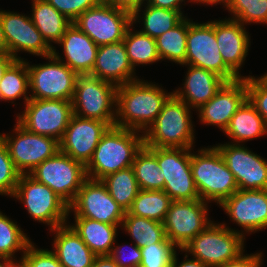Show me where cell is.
I'll use <instances>...</instances> for the list:
<instances>
[{
  "instance_id": "obj_1",
  "label": "cell",
  "mask_w": 267,
  "mask_h": 267,
  "mask_svg": "<svg viewBox=\"0 0 267 267\" xmlns=\"http://www.w3.org/2000/svg\"><path fill=\"white\" fill-rule=\"evenodd\" d=\"M172 93L141 79L118 86L115 126L144 133Z\"/></svg>"
},
{
  "instance_id": "obj_2",
  "label": "cell",
  "mask_w": 267,
  "mask_h": 267,
  "mask_svg": "<svg viewBox=\"0 0 267 267\" xmlns=\"http://www.w3.org/2000/svg\"><path fill=\"white\" fill-rule=\"evenodd\" d=\"M138 132L117 126L110 127L86 165L87 177L101 180L111 173L131 167L136 153L144 145L143 133Z\"/></svg>"
},
{
  "instance_id": "obj_3",
  "label": "cell",
  "mask_w": 267,
  "mask_h": 267,
  "mask_svg": "<svg viewBox=\"0 0 267 267\" xmlns=\"http://www.w3.org/2000/svg\"><path fill=\"white\" fill-rule=\"evenodd\" d=\"M191 110L172 93L155 121L143 133L144 146L193 149L195 131Z\"/></svg>"
},
{
  "instance_id": "obj_4",
  "label": "cell",
  "mask_w": 267,
  "mask_h": 267,
  "mask_svg": "<svg viewBox=\"0 0 267 267\" xmlns=\"http://www.w3.org/2000/svg\"><path fill=\"white\" fill-rule=\"evenodd\" d=\"M194 153L191 152V170L200 199L220 205L238 190L234 175L215 145Z\"/></svg>"
},
{
  "instance_id": "obj_5",
  "label": "cell",
  "mask_w": 267,
  "mask_h": 267,
  "mask_svg": "<svg viewBox=\"0 0 267 267\" xmlns=\"http://www.w3.org/2000/svg\"><path fill=\"white\" fill-rule=\"evenodd\" d=\"M245 239L239 230L213 221L180 251L191 254L207 267H217L243 253Z\"/></svg>"
},
{
  "instance_id": "obj_6",
  "label": "cell",
  "mask_w": 267,
  "mask_h": 267,
  "mask_svg": "<svg viewBox=\"0 0 267 267\" xmlns=\"http://www.w3.org/2000/svg\"><path fill=\"white\" fill-rule=\"evenodd\" d=\"M27 209L28 214L50 230L66 224L69 205L47 185L36 181L29 174L20 175L12 195Z\"/></svg>"
},
{
  "instance_id": "obj_7",
  "label": "cell",
  "mask_w": 267,
  "mask_h": 267,
  "mask_svg": "<svg viewBox=\"0 0 267 267\" xmlns=\"http://www.w3.org/2000/svg\"><path fill=\"white\" fill-rule=\"evenodd\" d=\"M117 86L90 74L77 75L73 114L115 126Z\"/></svg>"
},
{
  "instance_id": "obj_8",
  "label": "cell",
  "mask_w": 267,
  "mask_h": 267,
  "mask_svg": "<svg viewBox=\"0 0 267 267\" xmlns=\"http://www.w3.org/2000/svg\"><path fill=\"white\" fill-rule=\"evenodd\" d=\"M185 66L211 71L226 82L240 79L224 62L215 35V20L195 23L188 18Z\"/></svg>"
},
{
  "instance_id": "obj_9",
  "label": "cell",
  "mask_w": 267,
  "mask_h": 267,
  "mask_svg": "<svg viewBox=\"0 0 267 267\" xmlns=\"http://www.w3.org/2000/svg\"><path fill=\"white\" fill-rule=\"evenodd\" d=\"M29 175L47 185L68 205L74 201L83 183L88 179L86 166L60 150L36 166Z\"/></svg>"
},
{
  "instance_id": "obj_10",
  "label": "cell",
  "mask_w": 267,
  "mask_h": 267,
  "mask_svg": "<svg viewBox=\"0 0 267 267\" xmlns=\"http://www.w3.org/2000/svg\"><path fill=\"white\" fill-rule=\"evenodd\" d=\"M44 58L49 62L37 65L27 62L30 99L72 101L77 74L53 54Z\"/></svg>"
},
{
  "instance_id": "obj_11",
  "label": "cell",
  "mask_w": 267,
  "mask_h": 267,
  "mask_svg": "<svg viewBox=\"0 0 267 267\" xmlns=\"http://www.w3.org/2000/svg\"><path fill=\"white\" fill-rule=\"evenodd\" d=\"M18 113L17 122L32 133L60 141L73 114L72 102L60 99H30Z\"/></svg>"
},
{
  "instance_id": "obj_12",
  "label": "cell",
  "mask_w": 267,
  "mask_h": 267,
  "mask_svg": "<svg viewBox=\"0 0 267 267\" xmlns=\"http://www.w3.org/2000/svg\"><path fill=\"white\" fill-rule=\"evenodd\" d=\"M12 132L11 135L2 133L0 136L5 141L10 158L21 175L31 173L36 166L60 150L57 139L32 133L17 121Z\"/></svg>"
},
{
  "instance_id": "obj_13",
  "label": "cell",
  "mask_w": 267,
  "mask_h": 267,
  "mask_svg": "<svg viewBox=\"0 0 267 267\" xmlns=\"http://www.w3.org/2000/svg\"><path fill=\"white\" fill-rule=\"evenodd\" d=\"M191 150L157 147V162L164 179L163 191L172 201L200 199L192 176Z\"/></svg>"
},
{
  "instance_id": "obj_14",
  "label": "cell",
  "mask_w": 267,
  "mask_h": 267,
  "mask_svg": "<svg viewBox=\"0 0 267 267\" xmlns=\"http://www.w3.org/2000/svg\"><path fill=\"white\" fill-rule=\"evenodd\" d=\"M208 202L198 200L172 201L163 221L167 239L183 249L211 222Z\"/></svg>"
},
{
  "instance_id": "obj_15",
  "label": "cell",
  "mask_w": 267,
  "mask_h": 267,
  "mask_svg": "<svg viewBox=\"0 0 267 267\" xmlns=\"http://www.w3.org/2000/svg\"><path fill=\"white\" fill-rule=\"evenodd\" d=\"M97 46L123 41L132 15L104 1L86 10L73 22Z\"/></svg>"
},
{
  "instance_id": "obj_16",
  "label": "cell",
  "mask_w": 267,
  "mask_h": 267,
  "mask_svg": "<svg viewBox=\"0 0 267 267\" xmlns=\"http://www.w3.org/2000/svg\"><path fill=\"white\" fill-rule=\"evenodd\" d=\"M74 217H84L108 224L121 225L123 208L111 197L101 180L87 179L69 205Z\"/></svg>"
},
{
  "instance_id": "obj_17",
  "label": "cell",
  "mask_w": 267,
  "mask_h": 267,
  "mask_svg": "<svg viewBox=\"0 0 267 267\" xmlns=\"http://www.w3.org/2000/svg\"><path fill=\"white\" fill-rule=\"evenodd\" d=\"M233 173L240 190H267V160L245 145L224 143L215 146Z\"/></svg>"
},
{
  "instance_id": "obj_18",
  "label": "cell",
  "mask_w": 267,
  "mask_h": 267,
  "mask_svg": "<svg viewBox=\"0 0 267 267\" xmlns=\"http://www.w3.org/2000/svg\"><path fill=\"white\" fill-rule=\"evenodd\" d=\"M0 20L8 54L15 60H24L18 56L21 51L43 58L52 54L53 48L46 43L29 15L0 9Z\"/></svg>"
},
{
  "instance_id": "obj_19",
  "label": "cell",
  "mask_w": 267,
  "mask_h": 267,
  "mask_svg": "<svg viewBox=\"0 0 267 267\" xmlns=\"http://www.w3.org/2000/svg\"><path fill=\"white\" fill-rule=\"evenodd\" d=\"M219 206L230 220L243 228L240 231L243 236L267 228V190L238 189Z\"/></svg>"
},
{
  "instance_id": "obj_20",
  "label": "cell",
  "mask_w": 267,
  "mask_h": 267,
  "mask_svg": "<svg viewBox=\"0 0 267 267\" xmlns=\"http://www.w3.org/2000/svg\"><path fill=\"white\" fill-rule=\"evenodd\" d=\"M110 127L107 122L73 115L59 141L60 151L86 166Z\"/></svg>"
},
{
  "instance_id": "obj_21",
  "label": "cell",
  "mask_w": 267,
  "mask_h": 267,
  "mask_svg": "<svg viewBox=\"0 0 267 267\" xmlns=\"http://www.w3.org/2000/svg\"><path fill=\"white\" fill-rule=\"evenodd\" d=\"M246 100V80L240 78L226 82L215 96L196 110V113L199 114L200 123L215 125L224 132L233 115Z\"/></svg>"
},
{
  "instance_id": "obj_22",
  "label": "cell",
  "mask_w": 267,
  "mask_h": 267,
  "mask_svg": "<svg viewBox=\"0 0 267 267\" xmlns=\"http://www.w3.org/2000/svg\"><path fill=\"white\" fill-rule=\"evenodd\" d=\"M245 26L231 18L215 20V35L225 64L239 77V70L251 46L250 35Z\"/></svg>"
},
{
  "instance_id": "obj_23",
  "label": "cell",
  "mask_w": 267,
  "mask_h": 267,
  "mask_svg": "<svg viewBox=\"0 0 267 267\" xmlns=\"http://www.w3.org/2000/svg\"><path fill=\"white\" fill-rule=\"evenodd\" d=\"M62 46L64 58L53 47L52 54L65 63L77 75L91 74L99 46L74 23H72L57 43ZM65 59V60H64Z\"/></svg>"
},
{
  "instance_id": "obj_24",
  "label": "cell",
  "mask_w": 267,
  "mask_h": 267,
  "mask_svg": "<svg viewBox=\"0 0 267 267\" xmlns=\"http://www.w3.org/2000/svg\"><path fill=\"white\" fill-rule=\"evenodd\" d=\"M90 75L117 87L138 80L123 41L99 46Z\"/></svg>"
},
{
  "instance_id": "obj_25",
  "label": "cell",
  "mask_w": 267,
  "mask_h": 267,
  "mask_svg": "<svg viewBox=\"0 0 267 267\" xmlns=\"http://www.w3.org/2000/svg\"><path fill=\"white\" fill-rule=\"evenodd\" d=\"M182 88L173 93L183 100L191 109L198 110L222 88L226 81L206 69L188 65Z\"/></svg>"
},
{
  "instance_id": "obj_26",
  "label": "cell",
  "mask_w": 267,
  "mask_h": 267,
  "mask_svg": "<svg viewBox=\"0 0 267 267\" xmlns=\"http://www.w3.org/2000/svg\"><path fill=\"white\" fill-rule=\"evenodd\" d=\"M50 231L55 234L53 252L64 267H92L96 255L69 225V222Z\"/></svg>"
},
{
  "instance_id": "obj_27",
  "label": "cell",
  "mask_w": 267,
  "mask_h": 267,
  "mask_svg": "<svg viewBox=\"0 0 267 267\" xmlns=\"http://www.w3.org/2000/svg\"><path fill=\"white\" fill-rule=\"evenodd\" d=\"M75 223L70 226L79 235L83 242L91 249L96 256L109 255L117 238L119 226L108 224L97 220L74 217Z\"/></svg>"
},
{
  "instance_id": "obj_28",
  "label": "cell",
  "mask_w": 267,
  "mask_h": 267,
  "mask_svg": "<svg viewBox=\"0 0 267 267\" xmlns=\"http://www.w3.org/2000/svg\"><path fill=\"white\" fill-rule=\"evenodd\" d=\"M224 133L232 139L231 143L240 144L267 135V124L247 99L233 115Z\"/></svg>"
},
{
  "instance_id": "obj_29",
  "label": "cell",
  "mask_w": 267,
  "mask_h": 267,
  "mask_svg": "<svg viewBox=\"0 0 267 267\" xmlns=\"http://www.w3.org/2000/svg\"><path fill=\"white\" fill-rule=\"evenodd\" d=\"M30 18L51 48L54 47L52 42L57 44L66 29L72 24L70 20L46 0H32V14Z\"/></svg>"
},
{
  "instance_id": "obj_30",
  "label": "cell",
  "mask_w": 267,
  "mask_h": 267,
  "mask_svg": "<svg viewBox=\"0 0 267 267\" xmlns=\"http://www.w3.org/2000/svg\"><path fill=\"white\" fill-rule=\"evenodd\" d=\"M121 228L130 235L139 248L153 243H172L166 237L163 223L131 215L128 211L122 220Z\"/></svg>"
},
{
  "instance_id": "obj_31",
  "label": "cell",
  "mask_w": 267,
  "mask_h": 267,
  "mask_svg": "<svg viewBox=\"0 0 267 267\" xmlns=\"http://www.w3.org/2000/svg\"><path fill=\"white\" fill-rule=\"evenodd\" d=\"M132 167L140 190H163L164 179L157 162V147L143 145L136 153Z\"/></svg>"
},
{
  "instance_id": "obj_32",
  "label": "cell",
  "mask_w": 267,
  "mask_h": 267,
  "mask_svg": "<svg viewBox=\"0 0 267 267\" xmlns=\"http://www.w3.org/2000/svg\"><path fill=\"white\" fill-rule=\"evenodd\" d=\"M145 5L143 13L135 12L132 15V23L140 24L142 21L143 29L140 31L155 39L175 27L185 17L180 11Z\"/></svg>"
},
{
  "instance_id": "obj_33",
  "label": "cell",
  "mask_w": 267,
  "mask_h": 267,
  "mask_svg": "<svg viewBox=\"0 0 267 267\" xmlns=\"http://www.w3.org/2000/svg\"><path fill=\"white\" fill-rule=\"evenodd\" d=\"M29 73L26 60H14L5 70L0 81V100L11 101L23 97L26 104L30 100Z\"/></svg>"
},
{
  "instance_id": "obj_34",
  "label": "cell",
  "mask_w": 267,
  "mask_h": 267,
  "mask_svg": "<svg viewBox=\"0 0 267 267\" xmlns=\"http://www.w3.org/2000/svg\"><path fill=\"white\" fill-rule=\"evenodd\" d=\"M188 19L185 16L175 27L158 36L157 52L162 60H169L184 66L187 50Z\"/></svg>"
},
{
  "instance_id": "obj_35",
  "label": "cell",
  "mask_w": 267,
  "mask_h": 267,
  "mask_svg": "<svg viewBox=\"0 0 267 267\" xmlns=\"http://www.w3.org/2000/svg\"><path fill=\"white\" fill-rule=\"evenodd\" d=\"M133 23L128 27L123 42L128 55V60L135 70V66L153 64L160 61L157 52L156 40L132 28Z\"/></svg>"
},
{
  "instance_id": "obj_36",
  "label": "cell",
  "mask_w": 267,
  "mask_h": 267,
  "mask_svg": "<svg viewBox=\"0 0 267 267\" xmlns=\"http://www.w3.org/2000/svg\"><path fill=\"white\" fill-rule=\"evenodd\" d=\"M101 181L111 197L127 212L140 190L133 167L111 173Z\"/></svg>"
},
{
  "instance_id": "obj_37",
  "label": "cell",
  "mask_w": 267,
  "mask_h": 267,
  "mask_svg": "<svg viewBox=\"0 0 267 267\" xmlns=\"http://www.w3.org/2000/svg\"><path fill=\"white\" fill-rule=\"evenodd\" d=\"M172 199L163 190H139L128 212L163 223Z\"/></svg>"
},
{
  "instance_id": "obj_38",
  "label": "cell",
  "mask_w": 267,
  "mask_h": 267,
  "mask_svg": "<svg viewBox=\"0 0 267 267\" xmlns=\"http://www.w3.org/2000/svg\"><path fill=\"white\" fill-rule=\"evenodd\" d=\"M17 222L0 211V257L15 260L18 251L22 254L32 242Z\"/></svg>"
},
{
  "instance_id": "obj_39",
  "label": "cell",
  "mask_w": 267,
  "mask_h": 267,
  "mask_svg": "<svg viewBox=\"0 0 267 267\" xmlns=\"http://www.w3.org/2000/svg\"><path fill=\"white\" fill-rule=\"evenodd\" d=\"M234 19L244 26L251 23L267 25V0H231L226 6Z\"/></svg>"
},
{
  "instance_id": "obj_40",
  "label": "cell",
  "mask_w": 267,
  "mask_h": 267,
  "mask_svg": "<svg viewBox=\"0 0 267 267\" xmlns=\"http://www.w3.org/2000/svg\"><path fill=\"white\" fill-rule=\"evenodd\" d=\"M20 175L10 158L5 141L0 136V195L12 197Z\"/></svg>"
},
{
  "instance_id": "obj_41",
  "label": "cell",
  "mask_w": 267,
  "mask_h": 267,
  "mask_svg": "<svg viewBox=\"0 0 267 267\" xmlns=\"http://www.w3.org/2000/svg\"><path fill=\"white\" fill-rule=\"evenodd\" d=\"M140 250L142 260L139 267H165L171 266L177 247L173 243H153Z\"/></svg>"
},
{
  "instance_id": "obj_42",
  "label": "cell",
  "mask_w": 267,
  "mask_h": 267,
  "mask_svg": "<svg viewBox=\"0 0 267 267\" xmlns=\"http://www.w3.org/2000/svg\"><path fill=\"white\" fill-rule=\"evenodd\" d=\"M247 99L255 107L259 115L267 124V79L260 77L246 76Z\"/></svg>"
},
{
  "instance_id": "obj_43",
  "label": "cell",
  "mask_w": 267,
  "mask_h": 267,
  "mask_svg": "<svg viewBox=\"0 0 267 267\" xmlns=\"http://www.w3.org/2000/svg\"><path fill=\"white\" fill-rule=\"evenodd\" d=\"M34 244L31 242L19 259L26 267H64L52 250L38 249Z\"/></svg>"
},
{
  "instance_id": "obj_44",
  "label": "cell",
  "mask_w": 267,
  "mask_h": 267,
  "mask_svg": "<svg viewBox=\"0 0 267 267\" xmlns=\"http://www.w3.org/2000/svg\"><path fill=\"white\" fill-rule=\"evenodd\" d=\"M72 23L86 10L98 6L103 0H46Z\"/></svg>"
},
{
  "instance_id": "obj_45",
  "label": "cell",
  "mask_w": 267,
  "mask_h": 267,
  "mask_svg": "<svg viewBox=\"0 0 267 267\" xmlns=\"http://www.w3.org/2000/svg\"><path fill=\"white\" fill-rule=\"evenodd\" d=\"M124 246L125 245L113 246L109 256L118 267H139L142 260L140 248L134 244L131 246L132 248L129 247V253H124Z\"/></svg>"
},
{
  "instance_id": "obj_46",
  "label": "cell",
  "mask_w": 267,
  "mask_h": 267,
  "mask_svg": "<svg viewBox=\"0 0 267 267\" xmlns=\"http://www.w3.org/2000/svg\"><path fill=\"white\" fill-rule=\"evenodd\" d=\"M241 253L235 259L228 261L227 263L217 266V267H261L263 264V254L260 253H252V254H244Z\"/></svg>"
},
{
  "instance_id": "obj_47",
  "label": "cell",
  "mask_w": 267,
  "mask_h": 267,
  "mask_svg": "<svg viewBox=\"0 0 267 267\" xmlns=\"http://www.w3.org/2000/svg\"><path fill=\"white\" fill-rule=\"evenodd\" d=\"M104 2L126 11L133 15L135 12H141L143 4H146V0H103Z\"/></svg>"
},
{
  "instance_id": "obj_48",
  "label": "cell",
  "mask_w": 267,
  "mask_h": 267,
  "mask_svg": "<svg viewBox=\"0 0 267 267\" xmlns=\"http://www.w3.org/2000/svg\"><path fill=\"white\" fill-rule=\"evenodd\" d=\"M185 0H146L147 5H151L153 7H160L163 9L175 10L182 12L181 4ZM201 3V0H188V2Z\"/></svg>"
},
{
  "instance_id": "obj_49",
  "label": "cell",
  "mask_w": 267,
  "mask_h": 267,
  "mask_svg": "<svg viewBox=\"0 0 267 267\" xmlns=\"http://www.w3.org/2000/svg\"><path fill=\"white\" fill-rule=\"evenodd\" d=\"M177 251L174 253L171 266L172 267H207L205 264H203L201 261L195 258L188 259V255L186 253L184 260L179 262L178 264V257H177ZM178 264V265H177Z\"/></svg>"
},
{
  "instance_id": "obj_50",
  "label": "cell",
  "mask_w": 267,
  "mask_h": 267,
  "mask_svg": "<svg viewBox=\"0 0 267 267\" xmlns=\"http://www.w3.org/2000/svg\"><path fill=\"white\" fill-rule=\"evenodd\" d=\"M92 267H118L109 255L96 256Z\"/></svg>"
},
{
  "instance_id": "obj_51",
  "label": "cell",
  "mask_w": 267,
  "mask_h": 267,
  "mask_svg": "<svg viewBox=\"0 0 267 267\" xmlns=\"http://www.w3.org/2000/svg\"><path fill=\"white\" fill-rule=\"evenodd\" d=\"M15 59L10 54H0V81L3 77V74L7 67L14 61Z\"/></svg>"
},
{
  "instance_id": "obj_52",
  "label": "cell",
  "mask_w": 267,
  "mask_h": 267,
  "mask_svg": "<svg viewBox=\"0 0 267 267\" xmlns=\"http://www.w3.org/2000/svg\"><path fill=\"white\" fill-rule=\"evenodd\" d=\"M7 53H8L7 42L4 36L3 27L0 20V54H7Z\"/></svg>"
},
{
  "instance_id": "obj_53",
  "label": "cell",
  "mask_w": 267,
  "mask_h": 267,
  "mask_svg": "<svg viewBox=\"0 0 267 267\" xmlns=\"http://www.w3.org/2000/svg\"><path fill=\"white\" fill-rule=\"evenodd\" d=\"M231 0H201L200 5L206 4V5H217L222 3L223 7L226 6Z\"/></svg>"
},
{
  "instance_id": "obj_54",
  "label": "cell",
  "mask_w": 267,
  "mask_h": 267,
  "mask_svg": "<svg viewBox=\"0 0 267 267\" xmlns=\"http://www.w3.org/2000/svg\"><path fill=\"white\" fill-rule=\"evenodd\" d=\"M16 262V260L0 257V267H13Z\"/></svg>"
},
{
  "instance_id": "obj_55",
  "label": "cell",
  "mask_w": 267,
  "mask_h": 267,
  "mask_svg": "<svg viewBox=\"0 0 267 267\" xmlns=\"http://www.w3.org/2000/svg\"><path fill=\"white\" fill-rule=\"evenodd\" d=\"M13 267H26L21 261H17Z\"/></svg>"
}]
</instances>
